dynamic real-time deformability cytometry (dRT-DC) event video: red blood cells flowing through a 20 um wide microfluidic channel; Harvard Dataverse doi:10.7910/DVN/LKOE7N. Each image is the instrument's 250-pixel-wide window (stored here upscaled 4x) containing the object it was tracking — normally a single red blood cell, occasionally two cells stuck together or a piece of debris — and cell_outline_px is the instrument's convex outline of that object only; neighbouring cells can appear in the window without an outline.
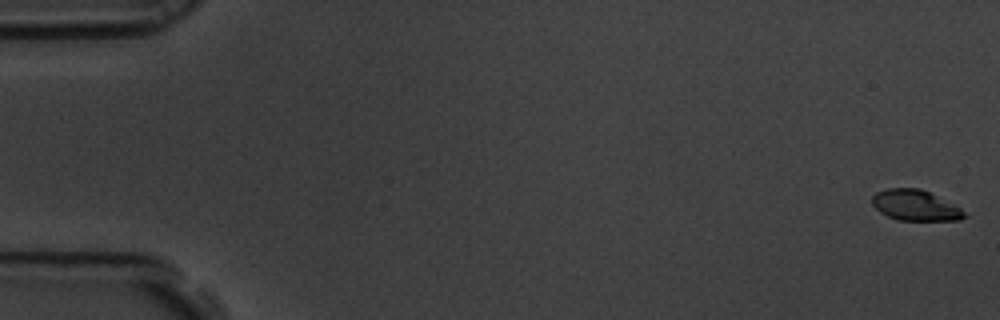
{"species": "common noctule bat (a hibernating species)", "species_latin": "Nyctalus noctula", "temperature_condition": "room temperature", "stored_images_in_passage": 60, "camera_frame_rate_fps": 3000, "um_per_image_px": 0.085, "animal": {"sex": "male", "body_mass_g": 19.5, "forearm_length_mm": 54.6}, "frame": {"image": 1, "passage_image": 1, "time_ms": 0.0, "image_size_px": [1000, 320], "cell_outline_px": [[968, 216], [960, 220], [896, 220], [880, 212], [872, 204], [872, 196], [876, 192], [888, 188], [920, 188], [960, 208]], "centroid_in_image_um": [77.77, 17.46], "position_along_channel_um": 7.2, "area_um2": 16.3}}
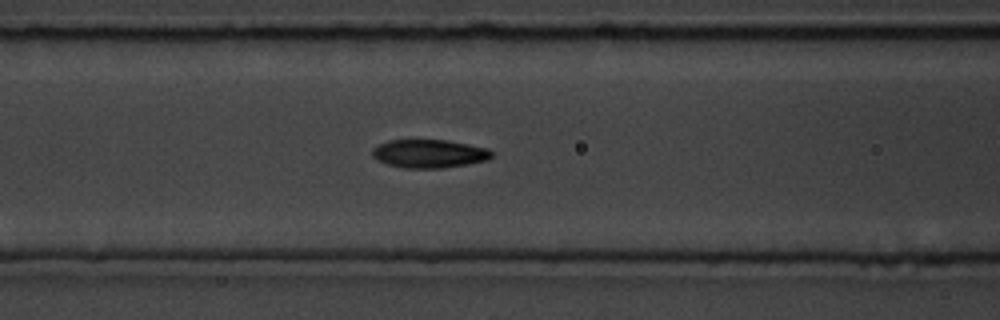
{"frame": {"image": 2, "passage_image": 25, "time_ms": 8.0, "image_size_px": [1000, 320], "cell_outline_px": [[492, 156], [488, 160], [440, 168], [404, 168], [388, 164], [376, 160], [372, 156], [372, 148], [388, 140], [448, 140], [488, 148], [492, 152]], "centroid_in_image_um": [36.46, 13.05], "position_along_channel_um": 130.1, "area_um2": 19.65}}
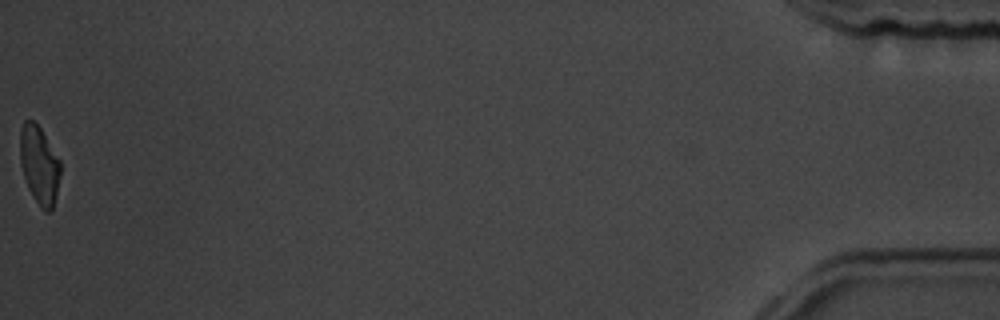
{"frame": {"image": 3, "passage_image": 60, "time_ms": 19.667, "image_size_px": [1000, 320], "cell_outline_px": [[60, 176], [52, 212], [44, 212], [40, 208], [28, 188], [20, 164], [20, 128], [24, 120], [32, 120], [40, 128], [60, 160]], "centroid_in_image_um": [3.33, 14.05], "position_along_channel_um": 431.9, "area_um2": 18.38}, "authors_computed_cell_mechanics": {"area_um2": 19.2474, "velocity_mm_per_s": 3.4484, "shape_relaxation_time_tau1_ms": 3.8383, "shape_relaxation_time_tau2_ms": 2.0917, "deformation_change_tau1": 0.1267, "deformation_change_tau2": 0.051}}